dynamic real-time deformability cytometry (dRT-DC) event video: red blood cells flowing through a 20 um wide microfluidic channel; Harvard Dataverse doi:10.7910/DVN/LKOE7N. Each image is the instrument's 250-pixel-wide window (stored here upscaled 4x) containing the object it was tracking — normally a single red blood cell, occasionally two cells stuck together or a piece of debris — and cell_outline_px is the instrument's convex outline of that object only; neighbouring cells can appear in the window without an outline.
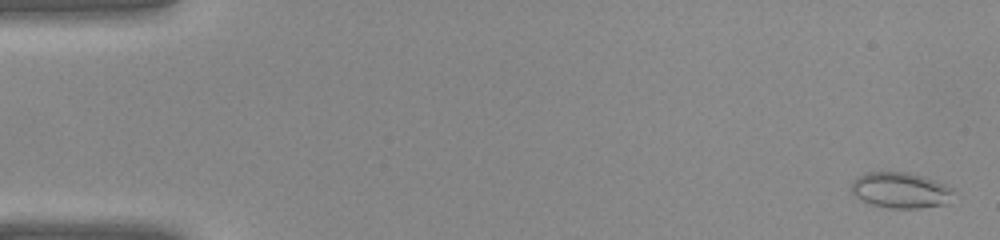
{"species": "common noctule bat (a hibernating species)", "species_latin": "Nyctalus noctula", "temperature_condition": "warm", "stored_images_in_passage": 41, "segment_of_instrument_passage": [1, 2], "camera_frame_rate_fps": 3000, "um_per_image_px": 0.085, "animal": {"sex": "female", "body_mass_g": 22.0, "forearm_length_mm": 56.7}, "frame": {"image": 1, "passage_image": 1, "time_ms": 0.0, "image_size_px": [1000, 240], "cell_outline_px": [[960, 192], [948, 204], [920, 208], [888, 208], [872, 204], [860, 200], [852, 192], [852, 180], [864, 172], [908, 172], [924, 176], [944, 184]], "centroid_in_image_um": [76.62, 16.17], "position_along_channel_um": 8.4, "area_um2": 21.79}}
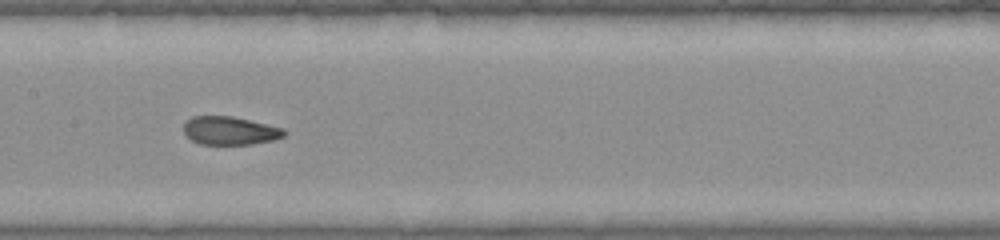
{"frame": {"image": 2, "passage_image": 20, "time_ms": 6.333, "image_size_px": [1000, 240], "cell_outline_px": [[288, 132], [284, 136], [276, 140], [252, 144], [200, 144], [184, 136], [184, 120], [192, 116], [232, 116], [284, 128]], "centroid_in_image_um": [19.54, 11.1], "position_along_channel_um": 187.9, "area_um2": 16.82}}
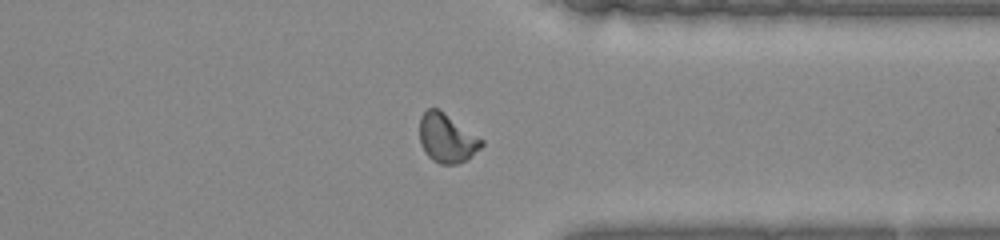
{"frame": {"image": 3, "passage_image": 31, "time_ms": 10.0, "image_size_px": [1000, 240], "cell_outline_px": [[484, 144], [468, 160], [456, 164], [440, 164], [432, 160], [424, 152], [420, 144], [420, 116], [428, 108], [436, 108], [444, 112], [484, 140]], "centroid_in_image_um": [37.98, 11.76], "position_along_channel_um": 373.4, "area_um2": 17.74}}